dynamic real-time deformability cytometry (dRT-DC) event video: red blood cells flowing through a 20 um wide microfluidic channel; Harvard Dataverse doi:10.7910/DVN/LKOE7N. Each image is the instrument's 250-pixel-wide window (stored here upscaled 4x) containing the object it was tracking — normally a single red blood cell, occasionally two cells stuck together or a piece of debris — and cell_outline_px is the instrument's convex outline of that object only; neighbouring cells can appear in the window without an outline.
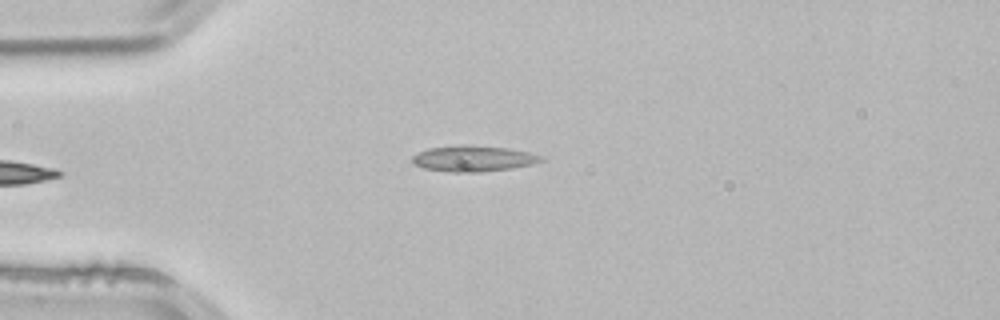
{"species": "common noctule bat (a hibernating species)", "species_latin": "Nyctalus noctula", "temperature_condition": "room temperature", "stored_images_in_passage": 2, "camera_frame_rate_fps": 3000, "um_per_image_px": 0.085, "animal": {"sex": "male", "body_mass_g": 21.5, "forearm_length_mm": 52.0}, "frame": {"image": 1, "passage_image": 2, "time_ms": 0.333, "image_size_px": [1000, 320], "cell_outline_px": [[544, 160], [532, 164], [512, 168], [480, 172], [448, 172], [424, 168], [416, 164], [412, 160], [412, 156], [428, 148], [508, 148], [528, 152], [540, 156]], "centroid_in_image_um": [40.26, 13.54], "position_along_channel_um": 44.7, "area_um2": 18.15}}